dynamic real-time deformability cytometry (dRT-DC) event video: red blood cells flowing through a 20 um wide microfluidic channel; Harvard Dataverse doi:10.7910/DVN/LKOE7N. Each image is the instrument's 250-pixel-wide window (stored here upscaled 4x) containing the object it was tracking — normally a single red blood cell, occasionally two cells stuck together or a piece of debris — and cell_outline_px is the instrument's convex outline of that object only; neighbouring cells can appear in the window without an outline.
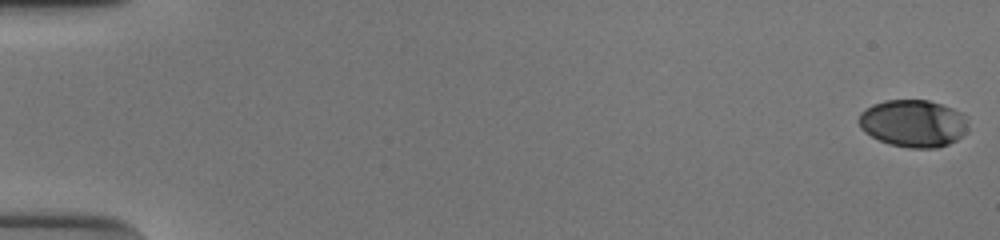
{"species": "human", "species_latin": "Homo sapiens", "temperature_condition": "cold", "stored_images_in_passage": 54, "camera_frame_rate_fps": 3000, "um_per_image_px": 0.085, "donor": {"sex": "male"}, "frame": {"image": 1, "passage_image": 1, "time_ms": 0.0, "image_size_px": [1000, 240], "cell_outline_px": [[968, 124], [964, 132], [956, 140], [948, 144], [936, 148], [912, 148], [892, 144], [880, 140], [864, 132], [860, 128], [860, 112], [864, 108], [872, 104], [884, 100], [928, 100], [952, 108], [960, 112]], "centroid_in_image_um": [77.59, 10.47], "position_along_channel_um": 7.4, "area_um2": 29.82}}
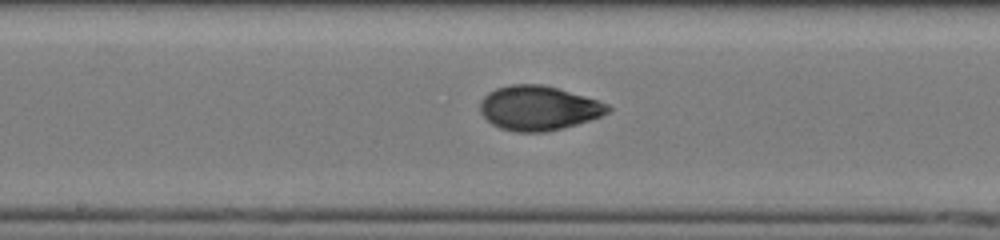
{"frame": {"image": 2, "passage_image": 30, "time_ms": 9.667, "image_size_px": [1000, 240], "cell_outline_px": [[612, 108], [608, 112], [600, 116], [576, 124], [544, 132], [516, 132], [500, 128], [492, 124], [480, 112], [480, 100], [488, 92], [496, 88], [508, 84], [544, 84], [584, 96], [608, 104]], "centroid_in_image_um": [45.73, 9.17], "position_along_channel_um": 202.5, "area_um2": 32.95}}
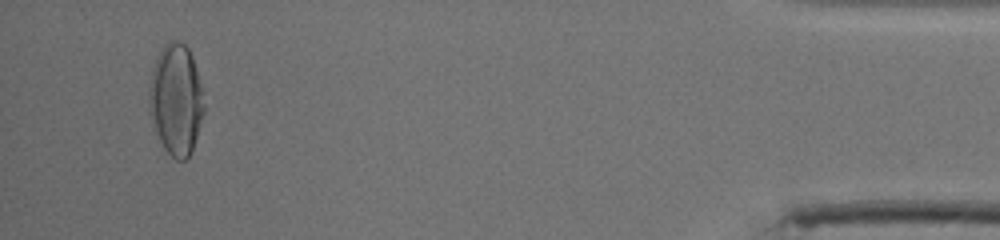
{"frame": {"image": 3, "passage_image": 52, "time_ms": 17.0, "image_size_px": [1000, 240], "cell_outline_px": [[204, 112], [192, 152], [184, 160], [176, 160], [164, 148], [160, 140], [148, 112], [148, 88], [156, 56], [160, 48], [168, 40], [176, 40], [184, 44], [188, 48], [192, 56], [204, 92]], "centroid_in_image_um": [14.95, 8.43], "position_along_channel_um": 420.2, "area_um2": 35.95}, "authors_computed_cell_mechanics": {"area_um2": 31.6744, "velocity_mm_per_s": 3.8829, "shape_relaxation_time_tau1_ms": 4.6805, "shape_relaxation_time_tau2_ms": 1.0975, "deformation_change_tau1": 0.1743, "deformation_change_tau2": 0.0499}}